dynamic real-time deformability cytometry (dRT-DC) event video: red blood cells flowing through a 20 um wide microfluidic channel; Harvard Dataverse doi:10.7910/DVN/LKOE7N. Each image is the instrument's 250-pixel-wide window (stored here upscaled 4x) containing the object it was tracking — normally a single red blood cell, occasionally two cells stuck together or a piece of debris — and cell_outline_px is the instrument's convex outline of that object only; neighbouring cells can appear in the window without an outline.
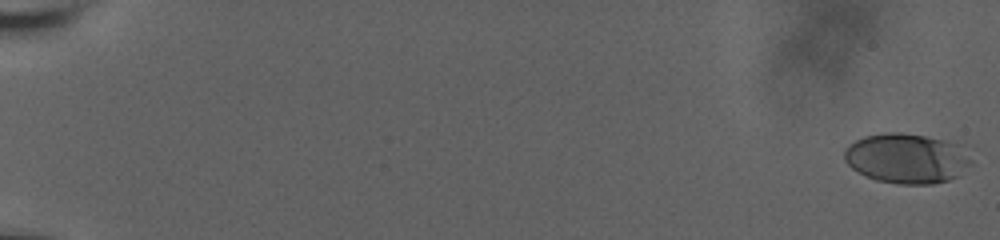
{"species": "human", "species_latin": "Homo sapiens", "temperature_condition": "room temperature", "stored_images_in_passage": 18, "camera_frame_rate_fps": 3000, "um_per_image_px": 0.085, "donor": {"sex": "male"}, "frame": {"image": 1, "passage_image": 1, "time_ms": 0.0, "image_size_px": [1000, 240], "cell_outline_px": [[968, 164], [956, 176], [948, 180], [932, 184], [900, 184], [876, 180], [852, 168], [844, 160], [844, 148], [848, 144], [864, 136], [884, 132], [900, 132], [924, 136], [940, 140], [952, 144], [968, 160]], "centroid_in_image_um": [76.91, 13.47], "position_along_channel_um": 8.1, "area_um2": 35.72}}
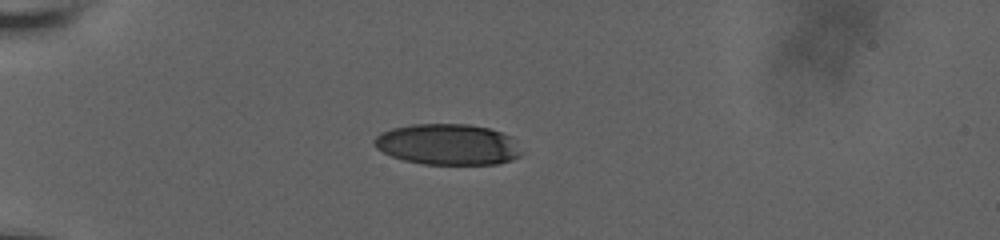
{"frame": {"image": 2, "passage_image": 13, "time_ms": 6.0, "image_size_px": [1000, 240], "cell_outline_px": [[524, 152], [520, 156], [512, 160], [496, 164], [424, 164], [404, 160], [392, 156], [376, 148], [372, 144], [372, 140], [380, 132], [392, 128], [412, 124], [468, 124], [488, 128], [512, 136]], "centroid_in_image_um": [38.07, 12.27], "position_along_channel_um": 46.9, "area_um2": 35.43}}
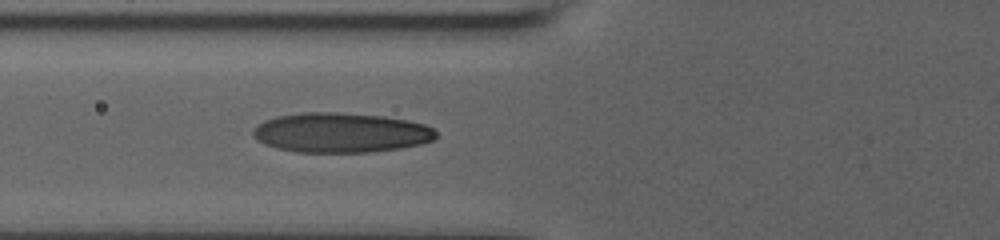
{"frame": {"image": 3, "passage_image": 18, "time_ms": 8.333, "image_size_px": [1000, 240], "cell_outline_px": [[436, 136], [432, 140], [420, 144], [400, 148], [372, 152], [296, 152], [276, 148], [264, 144], [256, 140], [252, 136], [252, 128], [264, 120], [276, 116], [300, 112], [336, 112], [384, 116], [408, 120], [424, 124], [432, 128], [436, 132]], "centroid_in_image_um": [28.91, 11.27], "position_along_channel_um": 96.9, "area_um2": 42.71}}